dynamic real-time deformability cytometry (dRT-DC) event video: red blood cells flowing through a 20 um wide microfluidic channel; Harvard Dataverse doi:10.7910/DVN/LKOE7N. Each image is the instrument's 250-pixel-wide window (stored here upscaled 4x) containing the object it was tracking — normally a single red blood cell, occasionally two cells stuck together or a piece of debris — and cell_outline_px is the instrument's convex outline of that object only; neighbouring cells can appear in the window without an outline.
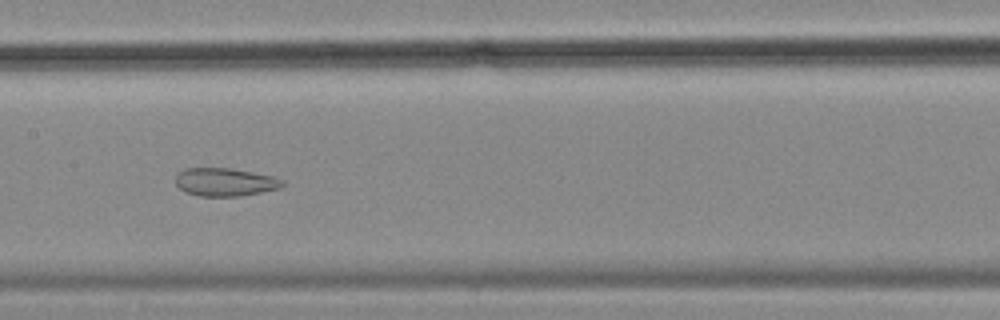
{"species": "common noctule bat (a hibernating species)", "species_latin": "Nyctalus noctula", "temperature_condition": "cold", "stored_images_in_passage": 58, "camera_frame_rate_fps": 3000, "um_per_image_px": 0.085, "animal": {"sex": "female", "body_mass_g": 18.4}, "frame": {"image": 1, "passage_image": 29, "time_ms": 9.333, "image_size_px": [1000, 320], "cell_outline_px": [[284, 184], [280, 188], [240, 196], [200, 196], [184, 192], [176, 184], [176, 176], [184, 168], [232, 168], [272, 176], [284, 180]], "centroid_in_image_um": [19.12, 15.47], "position_along_channel_um": 188.3, "area_um2": 17.46}}
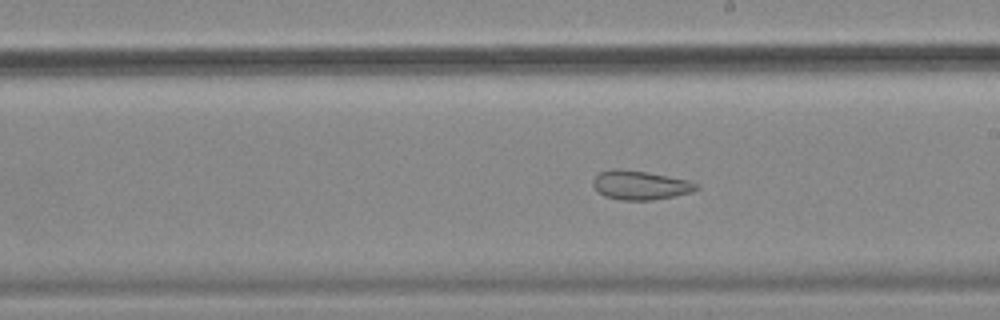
{"frame": {"image": 2, "passage_image": 33, "time_ms": 10.667, "image_size_px": [1000, 320], "cell_outline_px": [[700, 188], [692, 192], [652, 200], [620, 200], [604, 196], [592, 184], [592, 180], [600, 172], [616, 168], [620, 168], [648, 172], [688, 180], [700, 184]], "centroid_in_image_um": [54.44, 15.73], "position_along_channel_um": 234.6, "area_um2": 17.51}}
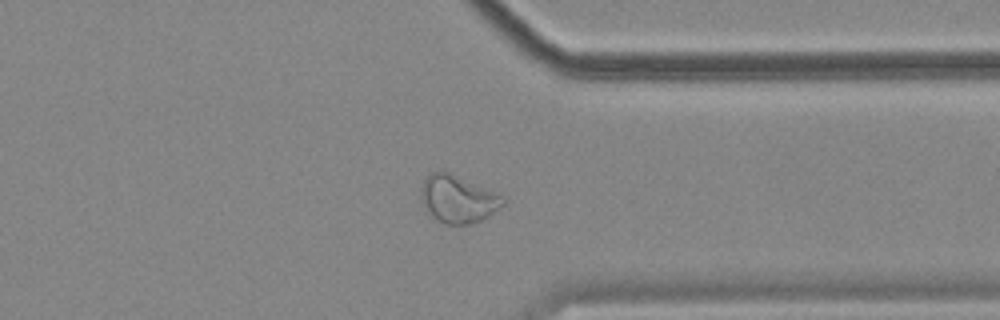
{"frame": {"image": 3, "passage_image": 45, "time_ms": 14.667, "image_size_px": [1000, 320], "cell_outline_px": [[504, 204], [488, 216], [472, 224], [444, 224], [436, 220], [424, 208], [420, 200], [420, 188], [424, 180], [432, 172], [448, 172], [500, 192], [504, 200]], "centroid_in_image_um": [38.92, 16.92], "position_along_channel_um": 372.5, "area_um2": 22.89}, "authors_computed_cell_mechanics": {"area_um2": 25.721, "velocity_mm_per_s": 3.4858, "shape_relaxation_time_tau1_ms": null, "shape_relaxation_time_tau2_ms": 2.0583, "deformation_change_tau1": null, "deformation_change_tau2": 0.0923}}